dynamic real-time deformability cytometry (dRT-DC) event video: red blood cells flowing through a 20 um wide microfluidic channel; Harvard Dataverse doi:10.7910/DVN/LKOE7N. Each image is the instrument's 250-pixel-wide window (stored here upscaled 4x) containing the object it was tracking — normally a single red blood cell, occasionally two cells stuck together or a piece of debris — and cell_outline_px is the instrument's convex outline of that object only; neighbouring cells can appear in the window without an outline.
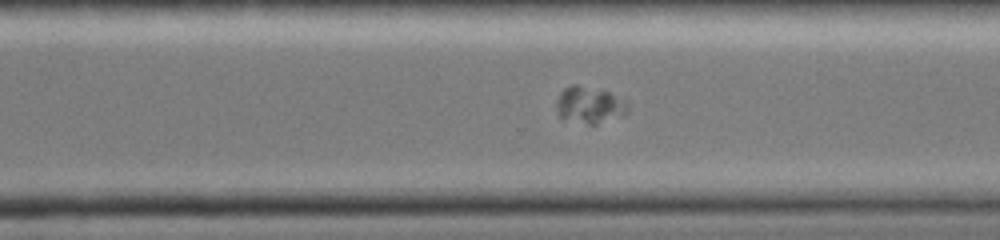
{"species": "common noctule bat (a hibernating species)", "species_latin": "Nyctalus noctula", "temperature_condition": "cold", "stored_images_in_passage": 46, "camera_frame_rate_fps": 3000, "um_per_image_px": 0.085, "animal": {"sex": "female", "body_mass_g": 19.0, "forearm_length_mm": 51.5}, "frame": {"image": 1, "passage_image": 32, "time_ms": 10.333, "image_size_px": [1000, 240], "cell_outline_px": [[632, 104], [628, 112], [596, 124], [588, 124], [560, 116], [556, 108], [556, 100], [560, 92], [568, 84], [576, 84], [604, 88]], "centroid_in_image_um": [50.15, 8.85], "position_along_channel_um": 320.5, "area_um2": 15.55}}
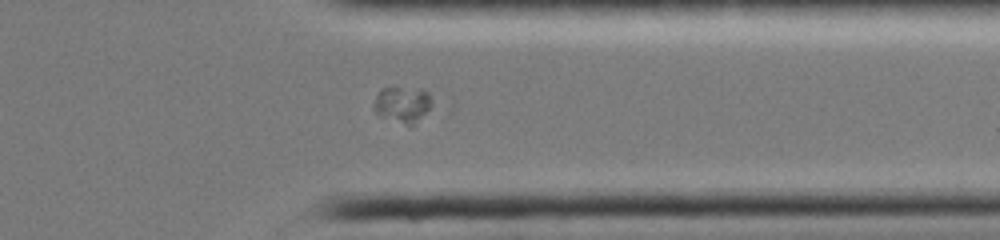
{"frame": {"image": 2, "passage_image": 36, "time_ms": 11.667, "image_size_px": [1000, 240], "cell_outline_px": [[452, 108], [448, 112], [412, 124], [408, 124], [380, 116], [372, 108], [372, 104], [380, 88], [420, 88], [452, 104]], "centroid_in_image_um": [34.76, 8.91], "position_along_channel_um": 376.6, "area_um2": 15.03}}
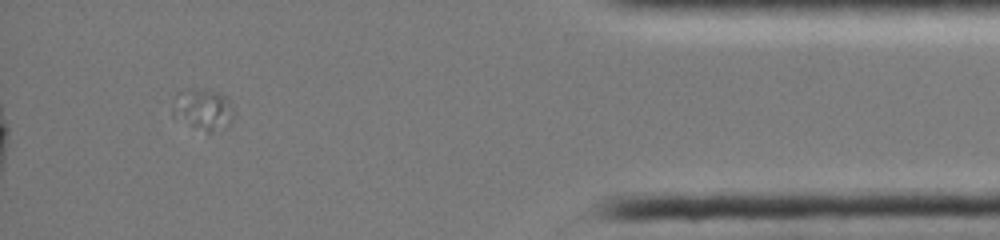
{"frame": {"image": 3, "passage_image": 42, "time_ms": 13.667, "image_size_px": [1000, 240], "cell_outline_px": [[232, 120], [228, 124], [208, 136], [172, 116], [172, 112], [176, 92], [188, 88], [196, 88], [220, 92], [228, 100], [232, 108]], "centroid_in_image_um": [17.21, 9.32], "position_along_channel_um": 418.0, "area_um2": 15.09}}